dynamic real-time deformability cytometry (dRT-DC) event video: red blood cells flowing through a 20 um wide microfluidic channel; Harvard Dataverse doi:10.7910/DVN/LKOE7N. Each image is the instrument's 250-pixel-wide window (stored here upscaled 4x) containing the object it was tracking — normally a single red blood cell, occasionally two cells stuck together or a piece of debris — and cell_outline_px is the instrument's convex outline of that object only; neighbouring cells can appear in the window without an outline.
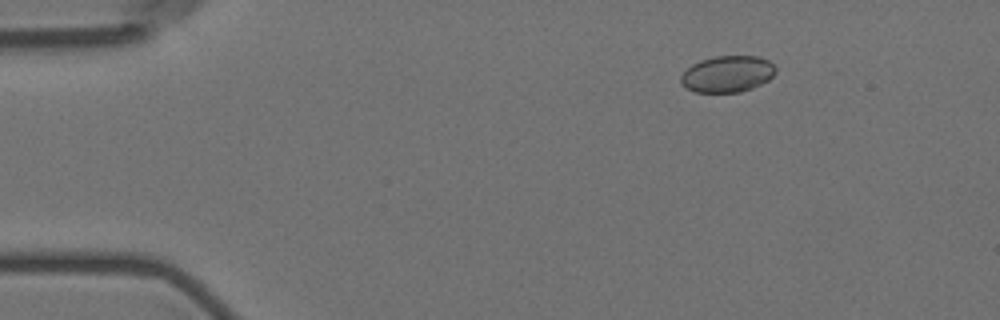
{"species": "Egyptian fruit bat (a non-hibernating species)", "species_latin": "Rousettus aegyptiacus", "temperature_condition": "room temperature", "stored_images_in_passage": 10, "camera_frame_rate_fps": 3000, "um_per_image_px": 0.085, "animal": {"sex": "female"}, "frame": {"image": 1, "passage_image": 1, "time_ms": 0.0, "image_size_px": [1000, 320], "cell_outline_px": [[776, 72], [768, 80], [752, 88], [740, 92], [696, 92], [684, 88], [680, 84], [680, 76], [692, 64], [700, 60], [716, 56], [760, 56], [768, 60], [776, 68]], "centroid_in_image_um": [61.81, 6.29], "position_along_channel_um": 23.2, "area_um2": 20.23}}
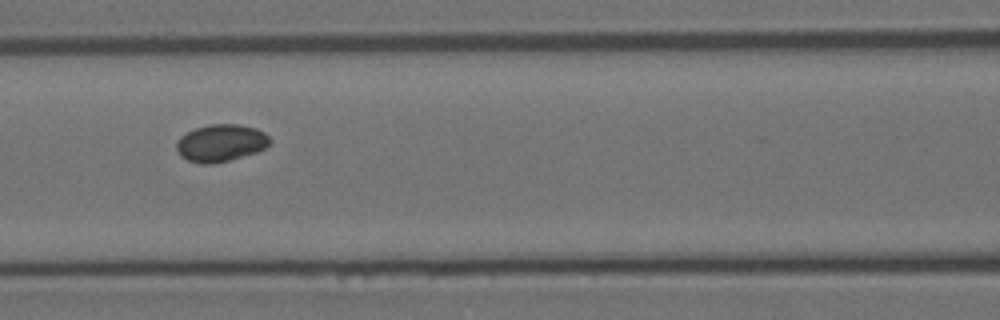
{"frame": {"image": 2, "passage_image": 6, "time_ms": 5.667, "image_size_px": [1000, 320], "cell_outline_px": [[272, 140], [264, 148], [256, 152], [228, 160], [212, 164], [200, 164], [188, 160], [180, 156], [176, 148], [176, 144], [180, 136], [196, 128], [212, 124], [240, 124], [256, 128], [264, 132]], "centroid_in_image_um": [18.76, 12.15], "position_along_channel_um": 147.8, "area_um2": 20.17}}
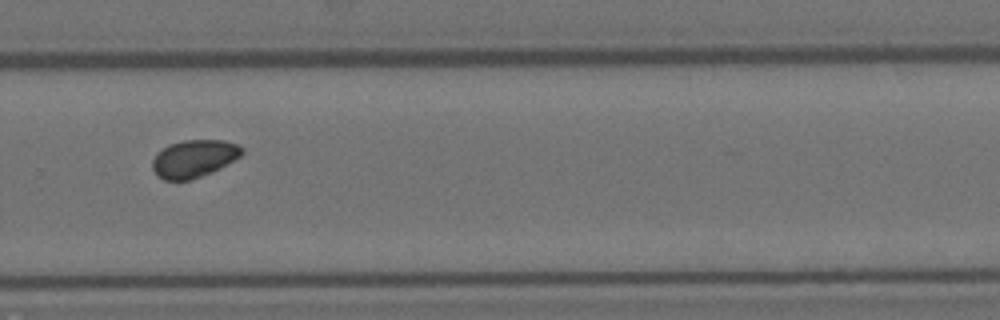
{"frame": {"image": 3, "passage_image": 10, "time_ms": 10.333, "image_size_px": [1000, 320], "cell_outline_px": [[244, 152], [240, 156], [220, 168], [192, 180], [164, 180], [152, 168], [152, 160], [156, 152], [168, 144], [184, 140], [224, 140], [236, 144], [244, 148]], "centroid_in_image_um": [16.48, 13.47], "position_along_channel_um": 313.3, "area_um2": 19.59}}